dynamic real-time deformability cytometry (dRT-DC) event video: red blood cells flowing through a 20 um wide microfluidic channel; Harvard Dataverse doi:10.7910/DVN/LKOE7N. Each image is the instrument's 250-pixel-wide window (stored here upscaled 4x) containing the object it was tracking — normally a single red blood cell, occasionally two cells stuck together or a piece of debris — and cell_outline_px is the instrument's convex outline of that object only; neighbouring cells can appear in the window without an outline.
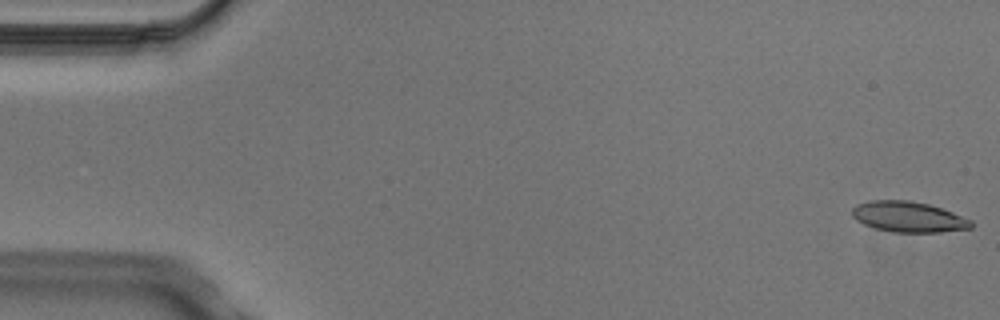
{"species": "Egyptian fruit bat (a non-hibernating species)", "species_latin": "Rousettus aegyptiacus", "temperature_condition": "cold", "stored_images_in_passage": 3, "camera_frame_rate_fps": 3000, "um_per_image_px": 0.085, "animal": {"sex": "male"}, "frame": {"image": 1, "passage_image": 1, "time_ms": 0.0, "image_size_px": [1000, 320], "cell_outline_px": [[972, 228], [940, 232], [892, 232], [876, 228], [864, 224], [856, 220], [852, 216], [852, 208], [856, 204], [868, 200], [908, 200], [928, 204], [952, 212], [972, 220]], "centroid_in_image_um": [77.19, 18.43], "position_along_channel_um": 7.8, "area_um2": 21.21}}